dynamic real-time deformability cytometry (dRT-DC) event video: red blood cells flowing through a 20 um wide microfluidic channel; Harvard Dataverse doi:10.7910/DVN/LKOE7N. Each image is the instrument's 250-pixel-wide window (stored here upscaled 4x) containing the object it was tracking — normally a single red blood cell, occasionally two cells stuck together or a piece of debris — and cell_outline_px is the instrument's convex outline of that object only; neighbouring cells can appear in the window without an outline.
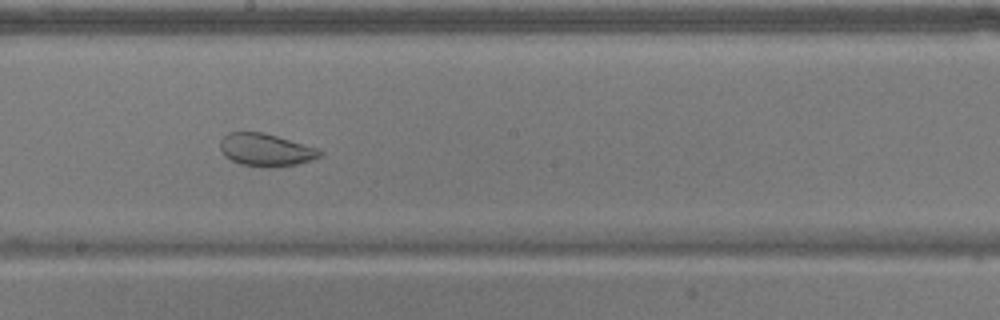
{"species": "common noctule bat (a hibernating species)", "species_latin": "Nyctalus noctula", "temperature_condition": "warm", "stored_images_in_passage": 41, "camera_frame_rate_fps": 3000, "um_per_image_px": 0.085, "animal": {"sex": "male", "body_mass_g": 17.9}, "frame": {"image": 1, "passage_image": 15, "time_ms": 4.667, "image_size_px": [1000, 320], "cell_outline_px": [[324, 152], [320, 156], [296, 164], [272, 168], [268, 168], [240, 164], [224, 156], [220, 148], [220, 140], [228, 132], [264, 132], [320, 148]], "centroid_in_image_um": [22.6, 12.73], "position_along_channel_um": 225.6, "area_um2": 19.13}}
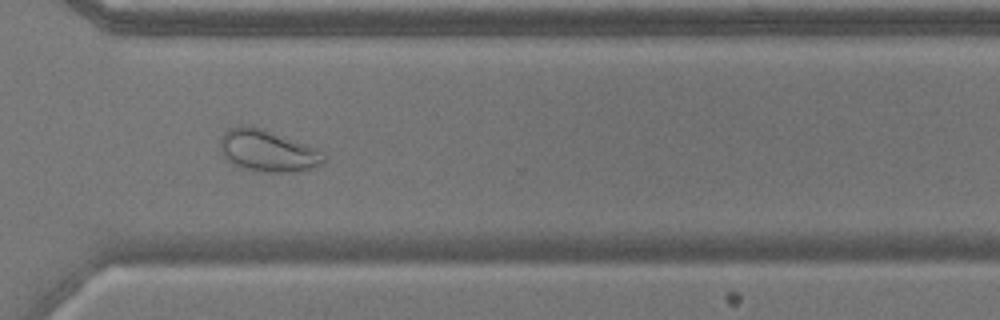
{"frame": {"image": 2, "passage_image": 25, "time_ms": 8.0, "image_size_px": [1000, 320], "cell_outline_px": [[324, 160], [316, 168], [280, 172], [264, 172], [244, 168], [232, 164], [220, 152], [220, 136], [228, 128], [240, 124], [248, 124], [264, 128], [316, 148], [324, 152]], "centroid_in_image_um": [22.7, 12.78], "position_along_channel_um": 347.9, "area_um2": 25.43}}
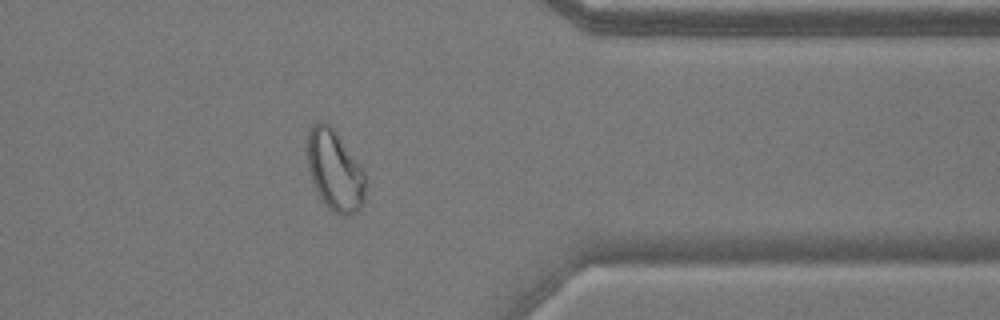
{"frame": {"image": 3, "passage_image": 29, "time_ms": 9.333, "image_size_px": [1000, 320], "cell_outline_px": [[364, 204], [356, 212], [348, 216], [340, 216], [328, 208], [320, 196], [312, 180], [308, 168], [308, 132], [312, 124], [320, 120], [324, 120], [336, 132], [364, 168]], "centroid_in_image_um": [28.47, 14.49], "position_along_channel_um": 382.9, "area_um2": 27.34}, "authors_computed_cell_mechanics": {"area_um2": 25.8944, "velocity_mm_per_s": 3.6727, "shape_relaxation_time_tau1_ms": null, "shape_relaxation_time_tau2_ms": 1.1673, "deformation_change_tau1": null, "deformation_change_tau2": 0.063}}